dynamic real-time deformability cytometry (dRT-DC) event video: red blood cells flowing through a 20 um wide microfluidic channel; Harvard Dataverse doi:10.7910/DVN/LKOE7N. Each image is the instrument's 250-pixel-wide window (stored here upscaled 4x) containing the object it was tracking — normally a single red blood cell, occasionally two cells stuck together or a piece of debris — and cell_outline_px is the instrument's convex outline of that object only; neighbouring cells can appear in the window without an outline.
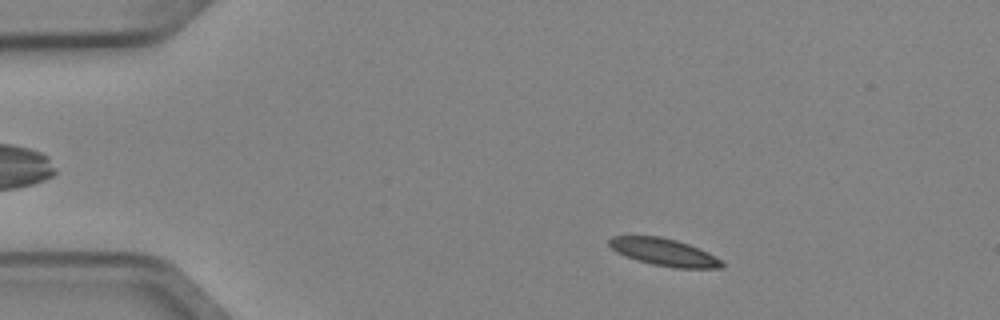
{"species": "Egyptian fruit bat (a non-hibernating species)", "species_latin": "Rousettus aegyptiacus", "temperature_condition": "cold", "stored_images_in_passage": 4, "camera_frame_rate_fps": 3000, "um_per_image_px": 0.085, "animal": {"sex": "female"}, "frame": {"image": 1, "passage_image": 1, "time_ms": 0.0, "image_size_px": [1000, 320], "cell_outline_px": [[724, 264], [720, 268], [676, 268], [652, 264], [636, 260], [624, 256], [616, 252], [608, 244], [608, 240], [612, 236], [660, 236], [676, 240], [688, 244], [708, 252], [724, 260]], "centroid_in_image_um": [56.45, 21.43], "position_along_channel_um": 28.6, "area_um2": 18.03}}
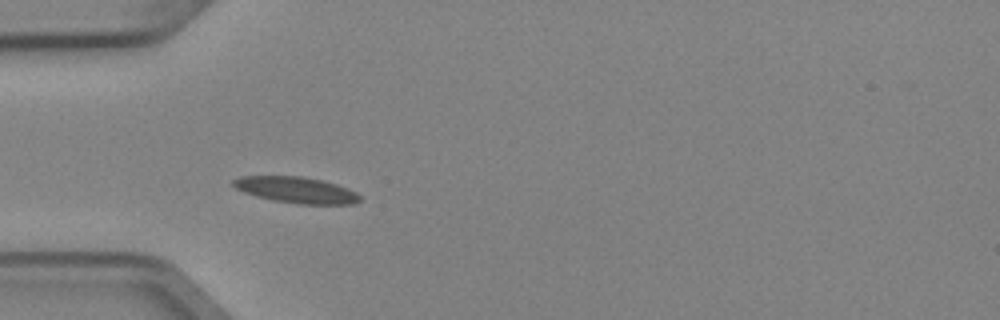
{"frame": {"image": 2, "passage_image": 3, "time_ms": 0.667, "image_size_px": [1000, 320], "cell_outline_px": [[360, 200], [352, 204], [296, 204], [272, 200], [256, 196], [244, 192], [236, 188], [232, 184], [232, 180], [240, 176], [304, 176], [336, 184], [348, 188], [356, 192], [360, 196]], "centroid_in_image_um": [25.17, 16.14], "position_along_channel_um": 59.8, "area_um2": 19.31}}
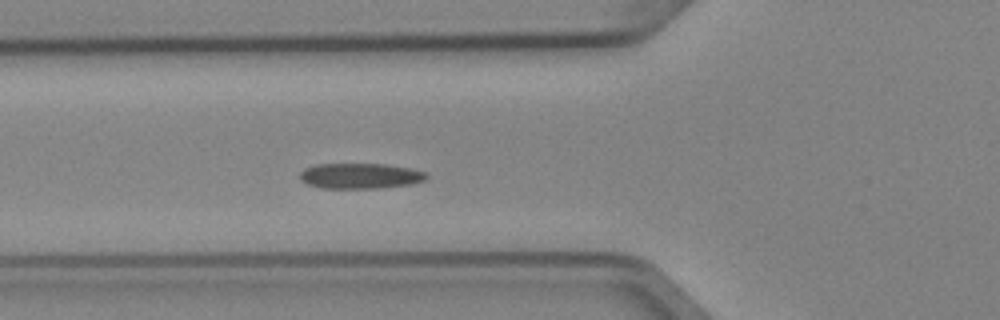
{"frame": {"image": 3, "passage_image": 4, "time_ms": 1.0, "image_size_px": [1000, 320], "cell_outline_px": [[428, 176], [424, 180], [412, 184], [380, 188], [320, 188], [308, 184], [300, 180], [300, 172], [304, 168], [316, 164], [388, 164], [408, 168], [424, 172]], "centroid_in_image_um": [30.58, 14.95], "position_along_channel_um": 95.2, "area_um2": 18.79}}